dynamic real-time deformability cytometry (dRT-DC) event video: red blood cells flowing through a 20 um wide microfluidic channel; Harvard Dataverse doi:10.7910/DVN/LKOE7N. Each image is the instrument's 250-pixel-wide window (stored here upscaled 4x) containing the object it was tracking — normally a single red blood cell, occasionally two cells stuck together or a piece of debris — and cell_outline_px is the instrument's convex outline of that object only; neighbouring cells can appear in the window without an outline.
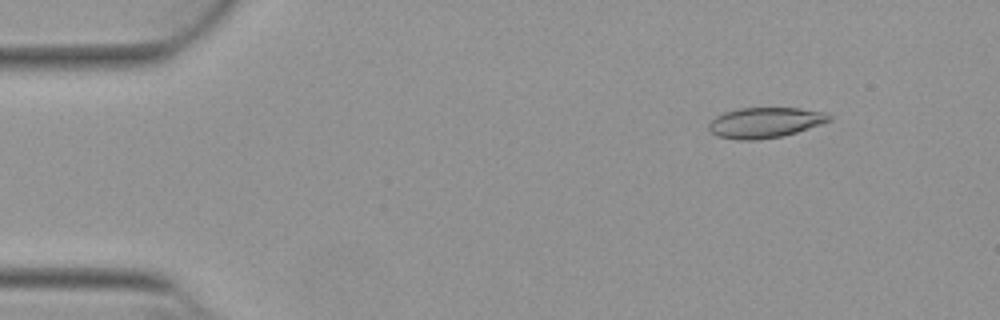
{"species": "Egyptian fruit bat (a non-hibernating species)", "species_latin": "Rousettus aegyptiacus", "temperature_condition": "warm", "stored_images_in_passage": 52, "camera_frame_rate_fps": 3000, "um_per_image_px": 0.085, "animal": {"sex": "female"}, "frame": {"image": 1, "passage_image": 6, "time_ms": 1.667, "image_size_px": [1000, 320], "cell_outline_px": [[832, 120], [796, 132], [780, 136], [756, 140], [736, 140], [716, 136], [708, 128], [708, 124], [716, 116], [724, 112], [740, 108], [800, 108], [824, 112], [832, 116]], "centroid_in_image_um": [65.0, 10.42], "position_along_channel_um": 20.0, "area_um2": 21.27}}
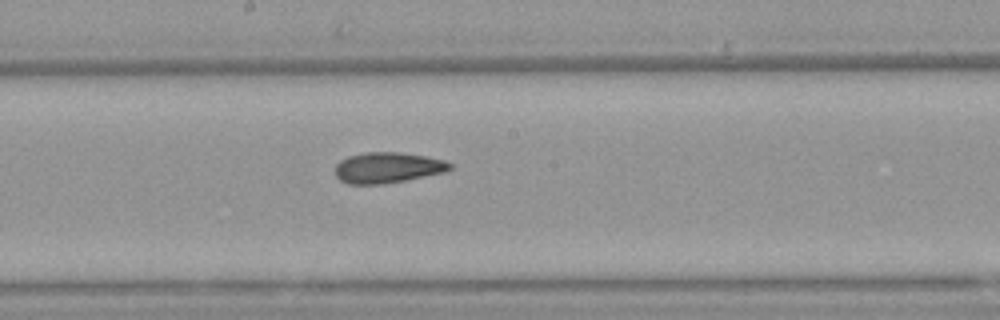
{"frame": {"image": 2, "passage_image": 28, "time_ms": 9.0, "image_size_px": [1000, 320], "cell_outline_px": [[452, 168], [444, 172], [384, 184], [348, 184], [340, 180], [336, 176], [336, 164], [340, 160], [348, 156], [364, 152], [400, 152], [424, 156], [444, 160], [452, 164]], "centroid_in_image_um": [32.92, 14.24], "position_along_channel_um": 215.3, "area_um2": 20.46}}
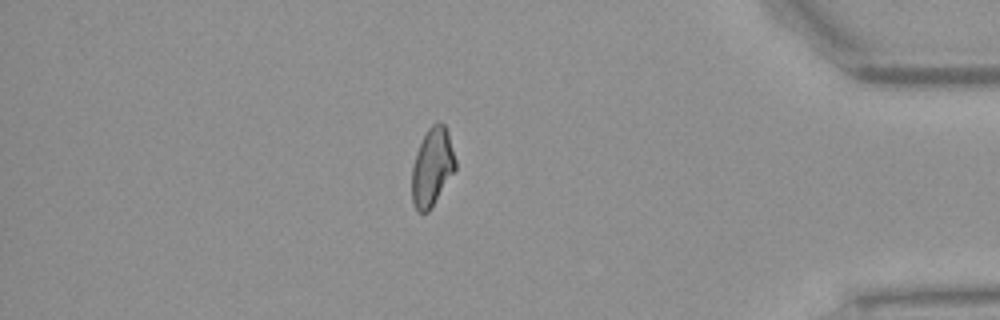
{"frame": {"image": 3, "passage_image": 45, "time_ms": 14.667, "image_size_px": [1000, 320], "cell_outline_px": [[456, 168], [428, 212], [416, 212], [412, 200], [412, 168], [416, 152], [428, 128], [436, 120], [440, 120], [444, 124], [448, 132], [456, 160]], "centroid_in_image_um": [36.73, 14.17], "position_along_channel_um": 398.5, "area_um2": 19.71}, "authors_computed_cell_mechanics": {"area_um2": 20.6346, "velocity_mm_per_s": 3.8875, "shape_relaxation_time_tau1_ms": null, "shape_relaxation_time_tau2_ms": 3.6422, "deformation_change_tau1": null, "deformation_change_tau2": 0.1123}}